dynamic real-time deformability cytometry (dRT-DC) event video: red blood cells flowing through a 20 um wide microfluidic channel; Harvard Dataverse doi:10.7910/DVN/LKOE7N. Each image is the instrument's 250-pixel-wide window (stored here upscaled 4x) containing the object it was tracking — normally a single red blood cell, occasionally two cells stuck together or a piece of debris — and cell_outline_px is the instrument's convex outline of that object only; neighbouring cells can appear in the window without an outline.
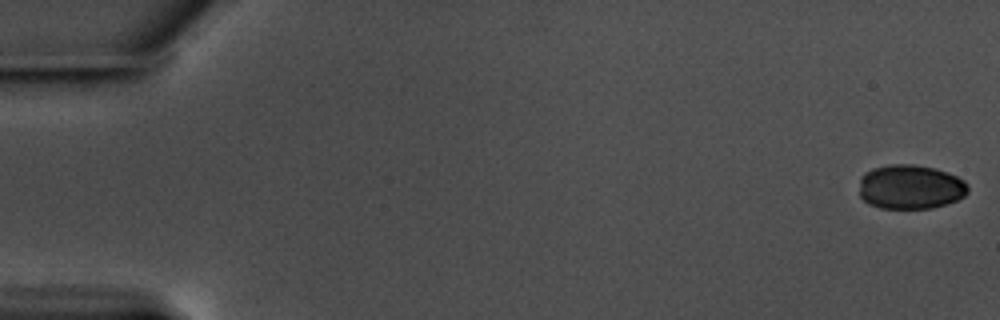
{"species": "common noctule bat (a hibernating species)", "species_latin": "Nyctalus noctula", "temperature_condition": "warm", "stored_images_in_passage": 58, "camera_frame_rate_fps": 3000, "um_per_image_px": 0.085, "animal": {"sex": "male", "body_mass_g": 17.5, "forearm_length_mm": 52.3}, "frame": {"image": 1, "passage_image": 1, "time_ms": 0.0, "image_size_px": [1000, 320], "cell_outline_px": [[968, 192], [964, 196], [956, 200], [932, 208], [880, 208], [868, 204], [860, 196], [860, 176], [864, 172], [872, 168], [888, 164], [912, 164], [936, 168], [948, 172], [964, 180], [968, 184]], "centroid_in_image_um": [77.37, 15.87], "position_along_channel_um": 7.6, "area_um2": 28.38}}
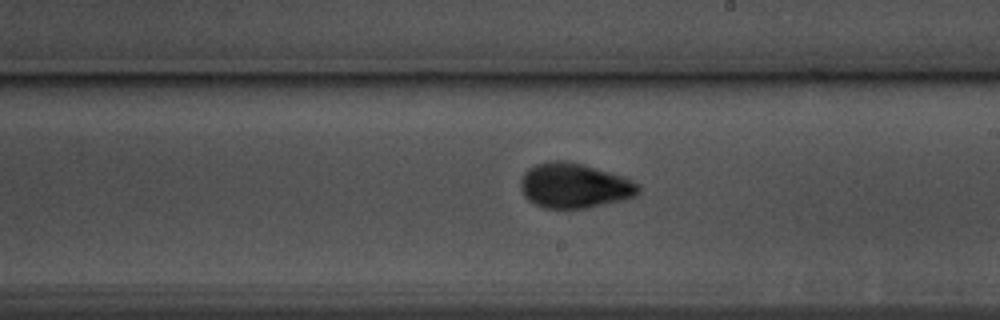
{"frame": {"image": 2, "passage_image": 34, "time_ms": 11.0, "image_size_px": [1000, 320], "cell_outline_px": [[640, 192], [636, 196], [624, 200], [588, 208], [544, 208], [528, 200], [524, 196], [520, 188], [520, 180], [524, 172], [528, 168], [536, 164], [548, 160], [564, 160], [584, 164], [624, 176], [640, 184]], "centroid_in_image_um": [48.83, 15.77], "position_along_channel_um": 240.2, "area_um2": 31.33}}
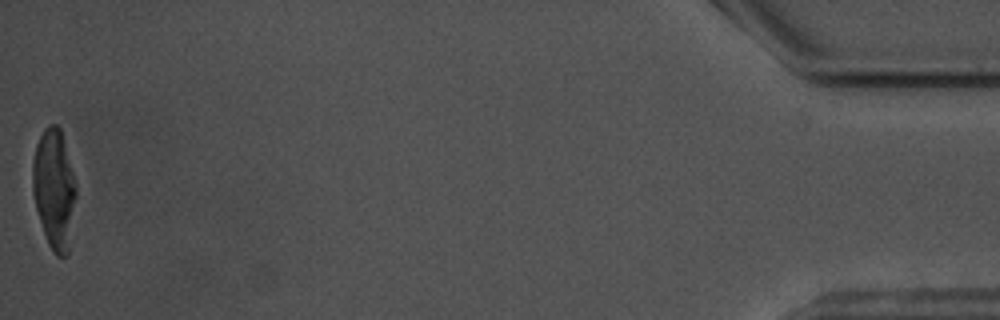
{"frame": {"image": 3, "passage_image": 58, "time_ms": 19.0, "image_size_px": [1000, 320], "cell_outline_px": [[76, 196], [68, 256], [56, 256], [52, 252], [48, 244], [36, 208], [32, 192], [32, 160], [36, 144], [44, 128], [48, 124], [56, 124], [60, 128], [76, 184]], "centroid_in_image_um": [4.59, 16.08], "position_along_channel_um": 430.6, "area_um2": 30.4}}